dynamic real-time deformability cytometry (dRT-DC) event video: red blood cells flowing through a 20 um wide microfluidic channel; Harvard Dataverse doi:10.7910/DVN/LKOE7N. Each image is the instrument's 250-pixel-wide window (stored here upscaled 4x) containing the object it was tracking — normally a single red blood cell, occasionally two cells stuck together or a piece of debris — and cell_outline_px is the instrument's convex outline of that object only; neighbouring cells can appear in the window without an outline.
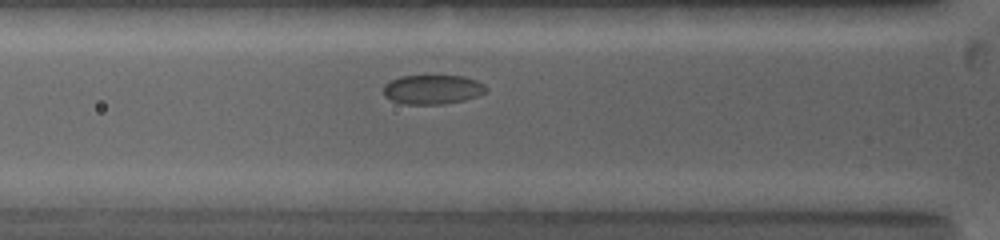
{"species": "common noctule bat (a hibernating species)", "species_latin": "Nyctalus noctula", "temperature_condition": "warm", "stored_images_in_passage": 23, "camera_frame_rate_fps": 5000, "um_per_image_px": 0.085, "animal": {"sex": "female", "body_mass_g": 19.0, "forearm_length_mm": 53.3}, "frame": {"image": 1, "passage_image": 7, "time_ms": 1.8, "image_size_px": [1000, 240], "cell_outline_px": [[484, 92], [480, 96], [464, 100], [444, 104], [404, 104], [392, 100], [384, 96], [384, 84], [400, 76], [464, 76], [476, 80], [484, 84]], "centroid_in_image_um": [36.76, 7.61], "position_along_channel_um": 89.0, "area_um2": 17.46}}
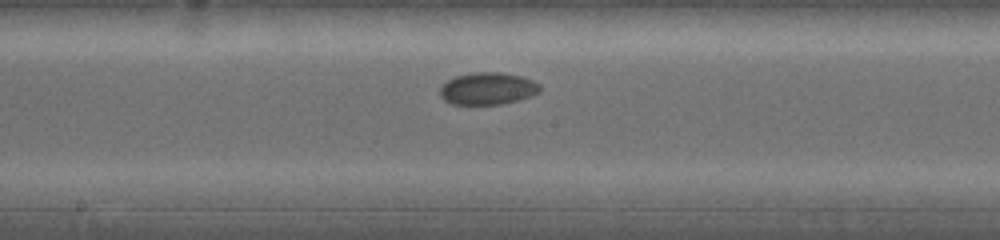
{"frame": {"image": 2, "passage_image": 15, "time_ms": 5.0, "image_size_px": [1000, 240], "cell_outline_px": [[540, 92], [532, 96], [500, 104], [452, 104], [444, 100], [440, 96], [440, 88], [448, 80], [456, 76], [476, 72], [500, 72], [520, 76], [532, 80], [540, 84]], "centroid_in_image_um": [41.46, 7.53], "position_along_channel_um": 206.7, "area_um2": 18.61}}
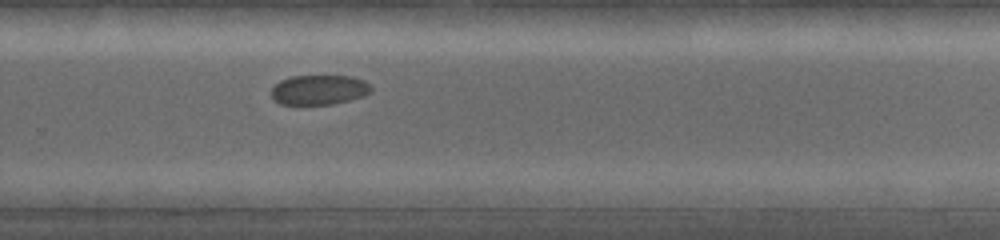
{"frame": {"image": 3, "passage_image": 23, "time_ms": 7.6, "image_size_px": [1000, 240], "cell_outline_px": [[372, 92], [364, 96], [332, 104], [280, 104], [272, 100], [272, 88], [280, 80], [292, 76], [352, 76], [364, 80], [372, 88]], "centroid_in_image_um": [27.12, 7.63], "position_along_channel_um": 302.7, "area_um2": 17.34}}